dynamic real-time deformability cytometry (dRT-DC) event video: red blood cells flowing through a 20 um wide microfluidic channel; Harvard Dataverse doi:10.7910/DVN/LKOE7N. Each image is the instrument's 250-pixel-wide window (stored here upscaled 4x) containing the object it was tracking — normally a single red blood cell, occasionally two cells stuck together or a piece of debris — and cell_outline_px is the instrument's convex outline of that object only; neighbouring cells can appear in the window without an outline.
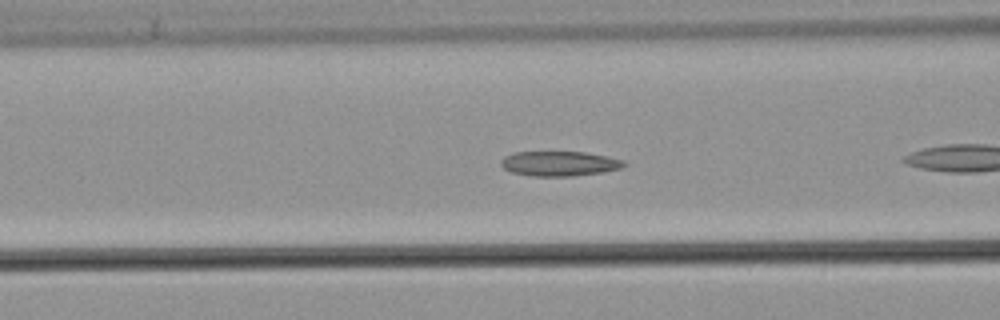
{"species": "common noctule bat (a hibernating species)", "species_latin": "Nyctalus noctula", "temperature_condition": "warm", "stored_images_in_passage": 18, "camera_frame_rate_fps": 3000, "um_per_image_px": 0.085, "animal": {"sex": "male", "body_mass_g": 21.5, "forearm_length_mm": 52.0}, "frame": {"image": 1, "passage_image": 6, "time_ms": 1.667, "image_size_px": [1000, 320], "cell_outline_px": [[628, 164], [620, 168], [604, 172], [572, 176], [532, 176], [512, 172], [504, 168], [500, 164], [500, 160], [504, 156], [516, 152], [584, 152], [624, 160]], "centroid_in_image_um": [47.54, 13.91], "position_along_channel_um": 119.1, "area_um2": 17.74}}